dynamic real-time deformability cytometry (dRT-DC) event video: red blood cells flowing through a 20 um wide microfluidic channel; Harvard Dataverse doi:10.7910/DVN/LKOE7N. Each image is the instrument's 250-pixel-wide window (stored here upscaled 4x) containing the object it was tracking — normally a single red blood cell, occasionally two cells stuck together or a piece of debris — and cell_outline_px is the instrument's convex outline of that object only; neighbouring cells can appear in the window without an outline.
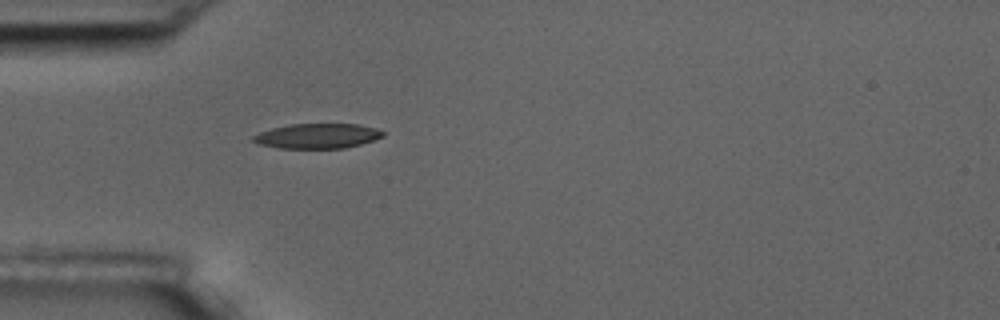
{"species": "common noctule bat (a hibernating species)", "species_latin": "Nyctalus noctula", "temperature_condition": "room temperature", "stored_images_in_passage": 2, "camera_frame_rate_fps": 3000, "um_per_image_px": 0.085, "animal": {"sex": "male", "body_mass_g": 17.5, "forearm_length_mm": 52.3}, "frame": {"image": 1, "passage_image": 2, "time_ms": 1.0, "image_size_px": [1000, 320], "cell_outline_px": [[384, 136], [360, 144], [344, 148], [276, 148], [260, 144], [252, 140], [252, 136], [260, 132], [272, 128], [292, 124], [356, 124], [376, 128], [384, 132]], "centroid_in_image_um": [26.97, 11.56], "position_along_channel_um": 58.0, "area_um2": 18.67}}